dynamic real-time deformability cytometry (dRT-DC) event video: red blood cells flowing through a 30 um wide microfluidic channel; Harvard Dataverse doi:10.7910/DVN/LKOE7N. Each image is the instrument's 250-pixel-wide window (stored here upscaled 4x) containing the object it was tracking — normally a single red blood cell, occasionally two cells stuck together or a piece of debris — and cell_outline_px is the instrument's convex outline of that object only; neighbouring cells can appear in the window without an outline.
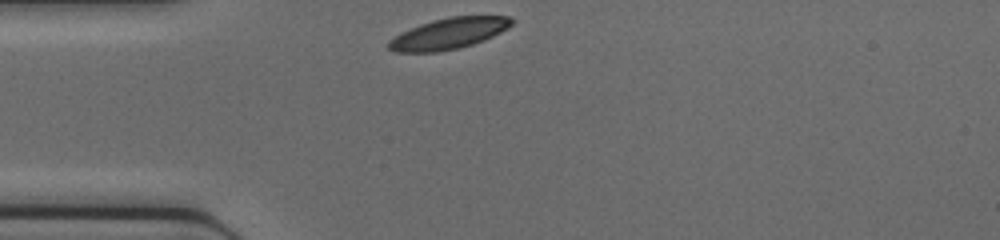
{"species": "common noctule bat (a hibernating species)", "species_latin": "Nyctalus noctula", "temperature_condition": "cold", "stored_images_in_passage": 26, "camera_frame_rate_fps": 3000, "um_per_image_px": 0.085, "animal": {"sex": "female", "body_mass_g": 17.0, "forearm_length_mm": 48.0}, "frame": {"image": 1, "passage_image": 1, "time_ms": 0.0, "image_size_px": [1000, 240], "cell_outline_px": [[512, 24], [508, 28], [484, 40], [460, 48], [436, 52], [396, 52], [388, 48], [388, 40], [420, 24], [432, 20], [448, 16], [508, 16], [512, 20]], "centroid_in_image_um": [38.14, 2.85], "position_along_channel_um": 46.9, "area_um2": 22.02}}
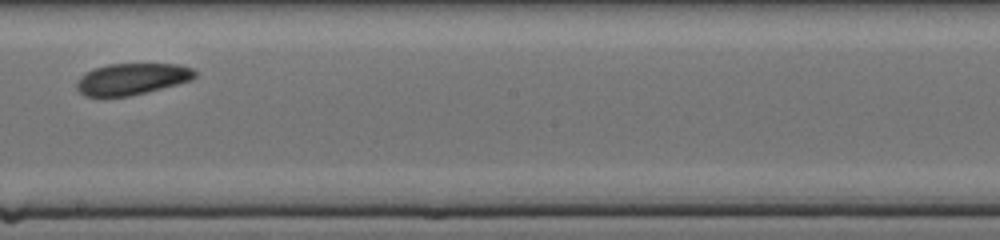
{"frame": {"image": 2, "passage_image": 15, "time_ms": 4.667, "image_size_px": [1000, 240], "cell_outline_px": [[196, 76], [192, 80], [128, 96], [84, 96], [76, 88], [76, 80], [80, 76], [96, 68], [108, 64], [180, 64], [192, 68], [196, 72]], "centroid_in_image_um": [11.21, 6.7], "position_along_channel_um": 237.0, "area_um2": 21.44}}
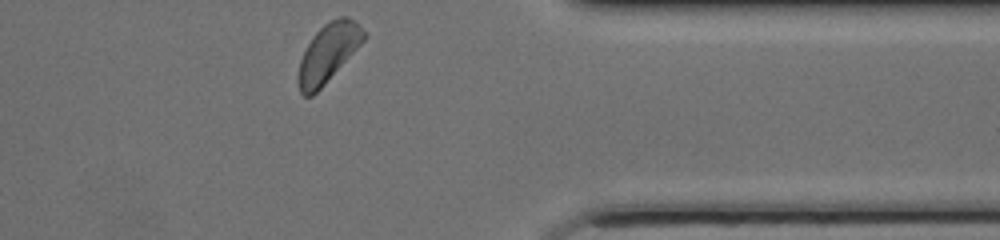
{"frame": {"image": 3, "passage_image": 26, "time_ms": 8.333, "image_size_px": [1000, 240], "cell_outline_px": [[368, 36], [324, 84], [312, 96], [304, 96], [300, 92], [300, 60], [312, 36], [324, 24], [340, 16], [348, 16], [356, 20], [368, 32]], "centroid_in_image_um": [27.96, 4.42], "position_along_channel_um": 383.4, "area_um2": 21.85}}